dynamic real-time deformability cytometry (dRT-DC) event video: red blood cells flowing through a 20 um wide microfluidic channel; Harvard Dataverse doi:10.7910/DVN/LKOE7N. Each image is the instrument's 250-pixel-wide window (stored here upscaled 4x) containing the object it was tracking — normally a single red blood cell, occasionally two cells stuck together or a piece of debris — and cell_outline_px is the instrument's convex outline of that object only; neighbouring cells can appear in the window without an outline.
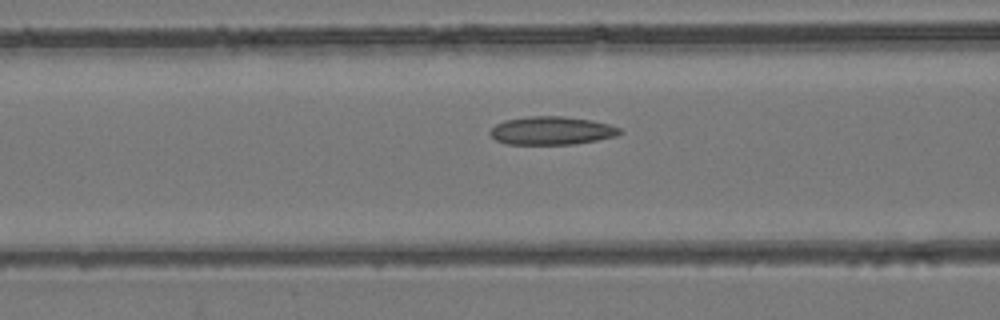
{"species": "common noctule bat (a hibernating species)", "species_latin": "Nyctalus noctula", "temperature_condition": "room temperature", "stored_images_in_passage": 45, "camera_frame_rate_fps": 3000, "um_per_image_px": 0.085, "animal": {"sex": "female", "body_mass_g": 24.6, "forearm_length_mm": 56.2}, "frame": {"image": 1, "passage_image": 16, "time_ms": 5.0, "image_size_px": [1000, 320], "cell_outline_px": [[624, 132], [616, 136], [596, 140], [572, 144], [504, 144], [496, 140], [488, 132], [496, 124], [504, 120], [528, 116], [564, 116], [592, 120], [608, 124], [620, 128]], "centroid_in_image_um": [46.88, 11.1], "position_along_channel_um": 119.7, "area_um2": 21.39}}
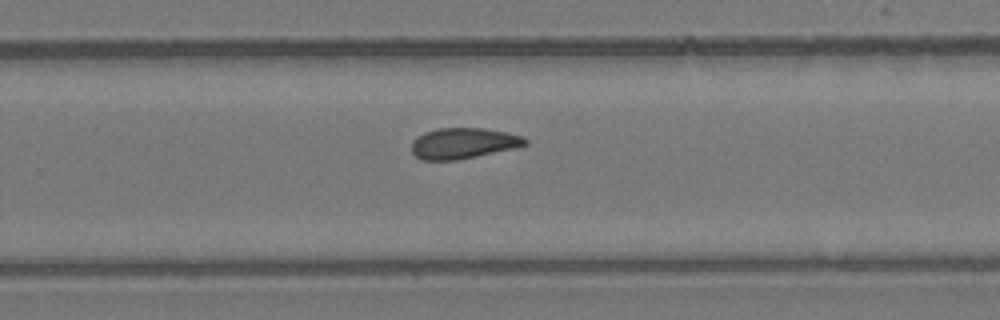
{"frame": {"image": 2, "passage_image": 28, "time_ms": 9.0, "image_size_px": [1000, 320], "cell_outline_px": [[528, 144], [516, 148], [456, 160], [424, 160], [416, 156], [412, 152], [412, 140], [416, 136], [424, 132], [436, 128], [484, 128], [524, 136], [528, 140]], "centroid_in_image_um": [39.38, 12.17], "position_along_channel_um": 290.4, "area_um2": 20.46}}
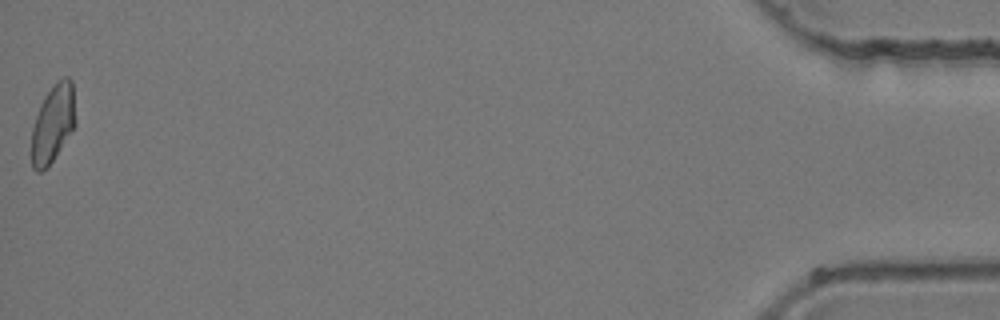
{"frame": {"image": 3, "passage_image": 45, "time_ms": 14.667, "image_size_px": [1000, 320], "cell_outline_px": [[76, 124], [48, 168], [40, 172], [36, 172], [32, 168], [28, 152], [32, 128], [40, 104], [44, 96], [64, 76], [68, 76], [72, 80], [76, 120]], "centroid_in_image_um": [4.45, 10.59], "position_along_channel_um": 430.7, "area_um2": 20.46}}